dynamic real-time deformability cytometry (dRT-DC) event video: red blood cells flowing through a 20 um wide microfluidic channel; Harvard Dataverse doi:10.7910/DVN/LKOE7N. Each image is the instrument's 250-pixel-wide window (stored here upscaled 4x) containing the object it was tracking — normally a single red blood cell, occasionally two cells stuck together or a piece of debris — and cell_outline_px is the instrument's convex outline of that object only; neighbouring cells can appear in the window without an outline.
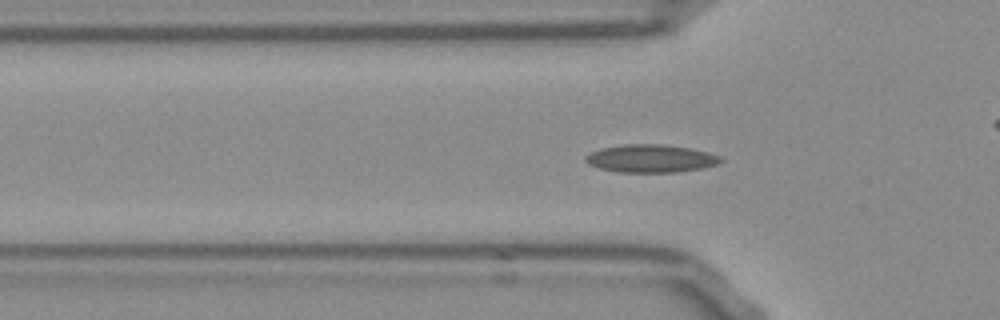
{"species": "Egyptian fruit bat (a non-hibernating species)", "species_latin": "Rousettus aegyptiacus", "temperature_condition": "room temperature", "stored_images_in_passage": 53, "camera_frame_rate_fps": 3000, "um_per_image_px": 0.085, "frame": {"image": 1, "passage_image": 16, "time_ms": 5.0, "image_size_px": [1000, 320], "cell_outline_px": [[724, 160], [716, 164], [700, 168], [676, 172], [616, 172], [600, 168], [588, 164], [584, 160], [584, 156], [600, 148], [628, 144], [660, 144], [688, 148], [708, 152], [720, 156]], "centroid_in_image_um": [55.28, 13.47], "position_along_channel_um": 70.5, "area_um2": 21.79}}
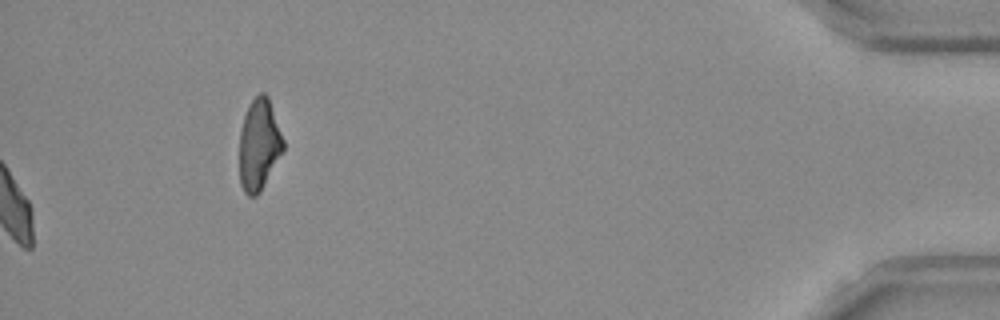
{"frame": {"image": 2, "passage_image": 53, "time_ms": 17.333, "image_size_px": [1000, 320], "cell_outline_px": [[284, 148], [260, 192], [256, 196], [248, 196], [244, 192], [240, 184], [240, 132], [244, 116], [252, 100], [260, 92], [264, 92], [268, 96], [284, 140]], "centroid_in_image_um": [22.01, 12.3], "position_along_channel_um": 413.2, "area_um2": 23.06}, "authors_computed_cell_mechanics": {"area_um2": 19.1318, "velocity_mm_per_s": 3.8359, "shape_relaxation_time_tau1_ms": null, "shape_relaxation_time_tau2_ms": 1.7776, "deformation_change_tau1": null, "deformation_change_tau2": 0.0698}}